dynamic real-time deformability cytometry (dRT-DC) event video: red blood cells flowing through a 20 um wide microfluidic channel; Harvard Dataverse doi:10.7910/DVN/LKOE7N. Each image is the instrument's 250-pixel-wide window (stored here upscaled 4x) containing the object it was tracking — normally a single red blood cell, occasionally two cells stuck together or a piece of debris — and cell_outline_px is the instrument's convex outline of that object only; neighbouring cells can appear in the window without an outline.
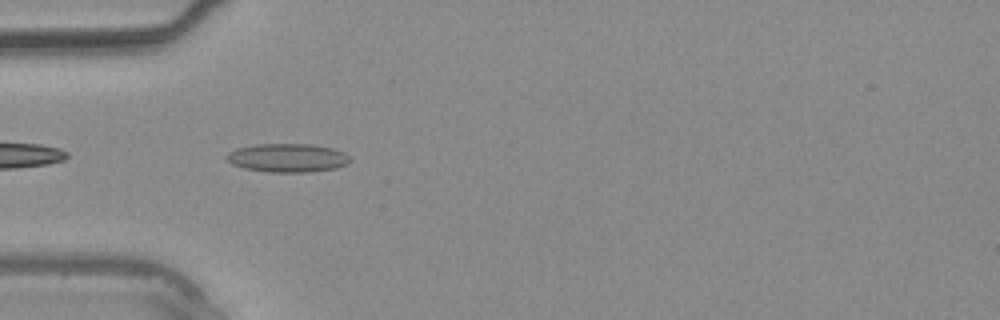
{"species": "common noctule bat (a hibernating species)", "species_latin": "Nyctalus noctula", "temperature_condition": "warm", "stored_images_in_passage": 32, "camera_frame_rate_fps": 3000, "um_per_image_px": 0.085, "animal": {"sex": "male", "body_mass_g": 20.4}, "frame": {"image": 1, "passage_image": 5, "time_ms": 1.333, "image_size_px": [1000, 320], "cell_outline_px": [[352, 160], [348, 164], [336, 168], [312, 172], [268, 172], [244, 168], [232, 164], [224, 156], [228, 152], [236, 148], [256, 144], [312, 144], [332, 148], [344, 152]], "centroid_in_image_um": [24.45, 13.42], "position_along_channel_um": 60.6, "area_um2": 20.75}}
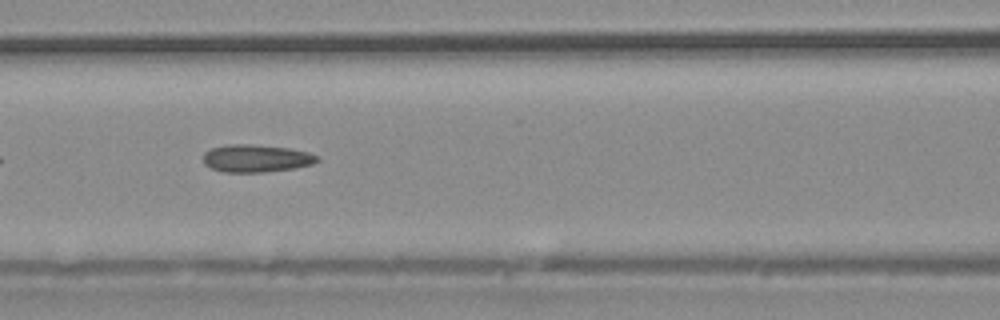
{"frame": {"image": 2, "passage_image": 10, "time_ms": 3.0, "image_size_px": [1000, 320], "cell_outline_px": [[320, 160], [312, 164], [296, 168], [264, 172], [224, 172], [212, 168], [204, 164], [204, 152], [212, 148], [232, 144], [248, 144], [288, 148], [308, 152], [320, 156]], "centroid_in_image_um": [21.81, 13.46], "position_along_channel_um": 144.8, "area_um2": 18.26}}